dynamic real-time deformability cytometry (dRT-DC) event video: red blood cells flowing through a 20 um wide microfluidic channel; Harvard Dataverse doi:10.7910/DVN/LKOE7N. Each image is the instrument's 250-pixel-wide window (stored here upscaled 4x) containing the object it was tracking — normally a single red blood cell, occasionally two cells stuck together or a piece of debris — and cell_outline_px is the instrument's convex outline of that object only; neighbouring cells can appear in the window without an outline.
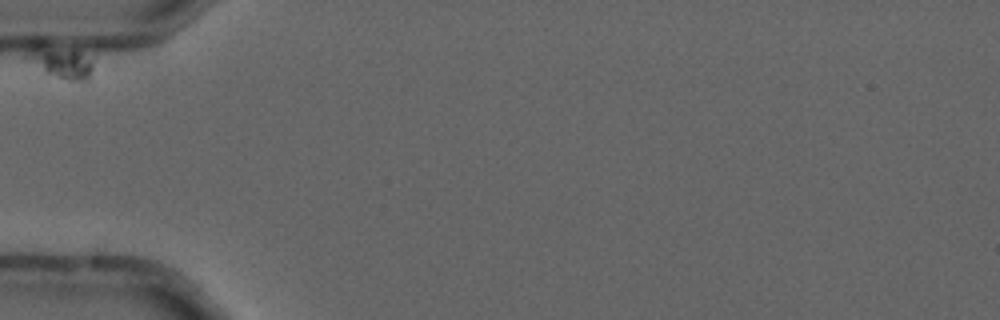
{"species": "common noctule bat (a hibernating species)", "species_latin": "Nyctalus noctula", "temperature_condition": "cold", "stored_images_in_passage": 5, "camera_frame_rate_fps": 3000, "um_per_image_px": 0.085, "animal": {"sex": "male", "forearm_length_mm": 52.5}, "frame": {"image": 1, "passage_image": 1, "time_ms": 0.0, "image_size_px": [1000, 320], "cell_outline_px": [[92, 68], [88, 80], [68, 80], [44, 72], [24, 56], [32, 40], [40, 40], [72, 48], [80, 52], [92, 64]], "centroid_in_image_um": [5.02, 5.15], "position_along_channel_um": 80.0, "area_um2": 12.95}}
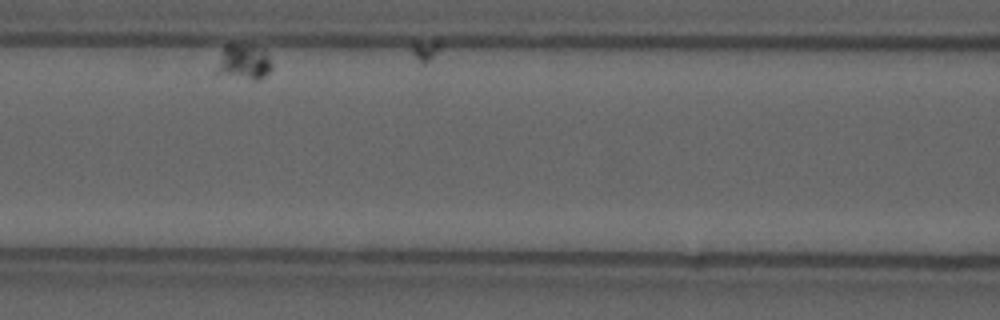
{"frame": {"image": 2, "passage_image": 4, "time_ms": 1.0, "image_size_px": [1000, 320], "cell_outline_px": [[272, 68], [264, 76], [256, 80], [252, 80], [212, 76], [224, 44], [236, 44], [264, 48], [272, 64]], "centroid_in_image_um": [20.62, 5.32], "position_along_channel_um": 146.0, "area_um2": 11.96}}